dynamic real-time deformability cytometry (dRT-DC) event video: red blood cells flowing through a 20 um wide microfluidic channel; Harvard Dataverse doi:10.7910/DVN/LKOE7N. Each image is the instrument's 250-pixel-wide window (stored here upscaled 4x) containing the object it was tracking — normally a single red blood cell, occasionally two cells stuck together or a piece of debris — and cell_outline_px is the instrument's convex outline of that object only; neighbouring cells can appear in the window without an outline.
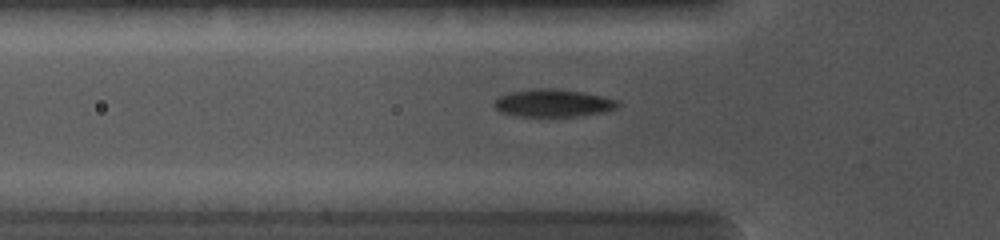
{"species": "common noctule bat (a hibernating species)", "species_latin": "Nyctalus noctula", "temperature_condition": "cold", "stored_images_in_passage": 58, "camera_frame_rate_fps": 5000, "um_per_image_px": 0.085, "animal": {"sex": "female", "body_mass_g": 19.0, "forearm_length_mm": 56.7}, "frame": {"image": 1, "passage_image": 17, "time_ms": 4.2, "image_size_px": [1000, 240], "cell_outline_px": [[620, 104], [616, 108], [604, 112], [580, 116], [516, 116], [500, 112], [492, 104], [500, 96], [512, 92], [540, 88], [552, 88], [580, 92], [620, 100]], "centroid_in_image_um": [47.03, 8.77], "position_along_channel_um": 78.8, "area_um2": 19.71}}
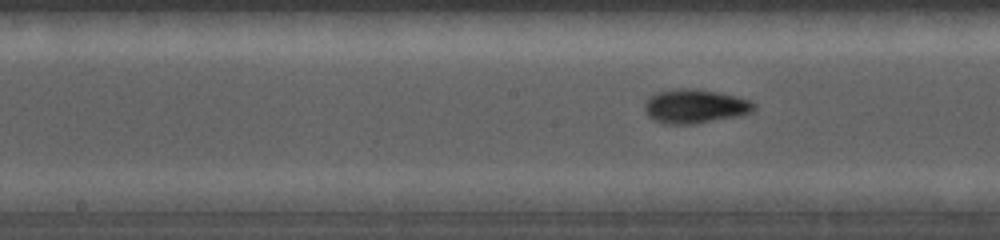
{"frame": {"image": 2, "passage_image": 30, "time_ms": 6.6, "image_size_px": [1000, 240], "cell_outline_px": [[756, 108], [752, 112], [744, 116], [696, 124], [664, 124], [648, 116], [644, 108], [644, 104], [656, 92], [684, 88], [688, 88], [716, 92], [748, 100], [756, 104]], "centroid_in_image_um": [59.11, 9.07], "position_along_channel_um": 189.1, "area_um2": 21.62}}
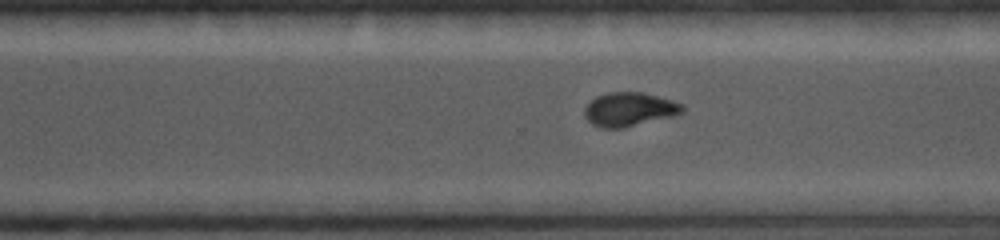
{"frame": {"image": 3, "passage_image": 52, "time_ms": 9.4, "image_size_px": [1000, 240], "cell_outline_px": [[684, 112], [672, 116], [624, 128], [604, 128], [592, 124], [584, 116], [584, 108], [596, 96], [608, 92], [644, 92], [672, 100], [680, 104], [684, 108]], "centroid_in_image_um": [53.48, 9.29], "position_along_channel_um": 317.1, "area_um2": 19.25}}